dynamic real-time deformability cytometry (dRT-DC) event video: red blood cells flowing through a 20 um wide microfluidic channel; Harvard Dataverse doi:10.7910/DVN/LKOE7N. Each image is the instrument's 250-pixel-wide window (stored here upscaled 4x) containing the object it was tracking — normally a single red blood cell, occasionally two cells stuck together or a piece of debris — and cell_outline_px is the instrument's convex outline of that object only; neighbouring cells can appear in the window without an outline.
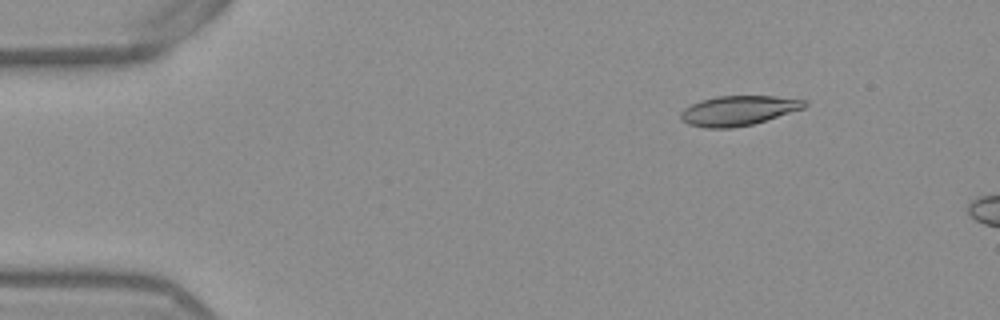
{"species": "Egyptian fruit bat (a non-hibernating species)", "species_latin": "Rousettus aegyptiacus", "temperature_condition": "warm", "stored_images_in_passage": 9, "camera_frame_rate_fps": 3000, "um_per_image_px": 0.085, "frame": {"image": 1, "passage_image": 4, "time_ms": 1.0, "image_size_px": [1000, 320], "cell_outline_px": [[808, 104], [804, 108], [752, 124], [732, 128], [704, 128], [688, 124], [680, 120], [680, 112], [684, 108], [700, 100], [716, 96], [776, 96], [808, 100]], "centroid_in_image_um": [62.74, 9.39], "position_along_channel_um": 22.3, "area_um2": 21.56}}